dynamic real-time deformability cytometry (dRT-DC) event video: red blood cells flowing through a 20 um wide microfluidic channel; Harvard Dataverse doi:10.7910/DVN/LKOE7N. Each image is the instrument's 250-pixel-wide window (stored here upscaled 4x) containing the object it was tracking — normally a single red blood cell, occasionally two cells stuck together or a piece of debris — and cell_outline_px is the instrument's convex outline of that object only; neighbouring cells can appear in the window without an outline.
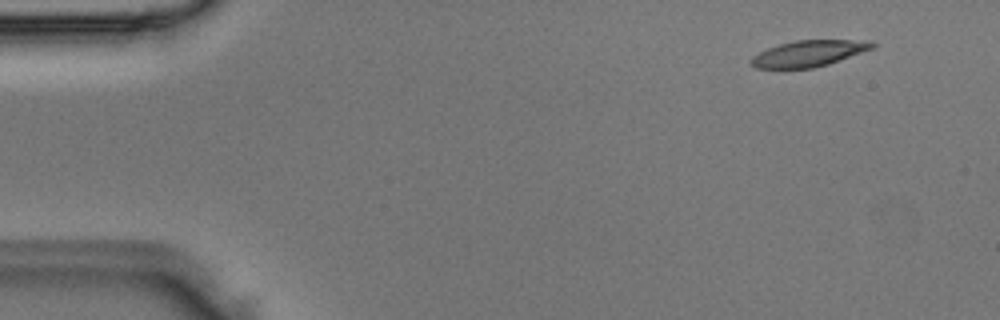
{"species": "Egyptian fruit bat (a non-hibernating species)", "species_latin": "Rousettus aegyptiacus", "temperature_condition": "room temperature", "stored_images_in_passage": 4, "camera_frame_rate_fps": 3000, "um_per_image_px": 0.085, "animal": {"sex": "male"}, "frame": {"image": 1, "passage_image": 1, "time_ms": 0.0, "image_size_px": [1000, 320], "cell_outline_px": [[876, 44], [872, 48], [828, 64], [812, 68], [756, 68], [748, 60], [752, 56], [768, 48], [780, 44], [796, 40], [872, 40]], "centroid_in_image_um": [68.73, 4.53], "position_along_channel_um": 16.3, "area_um2": 18.26}}
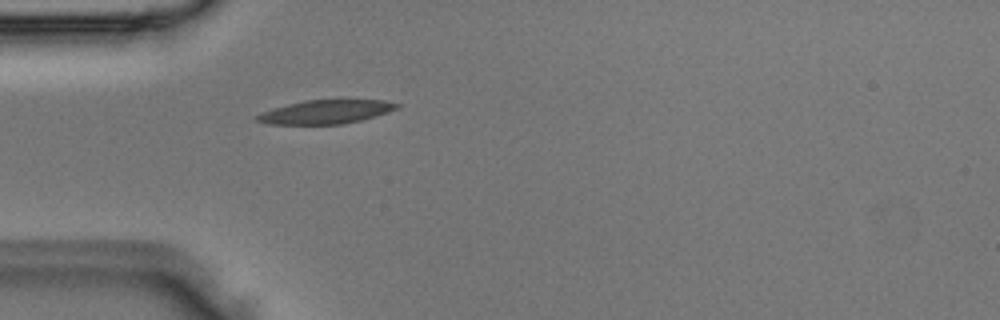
{"frame": {"image": 2, "passage_image": 4, "time_ms": 1.0, "image_size_px": [1000, 320], "cell_outline_px": [[400, 108], [388, 112], [360, 120], [344, 124], [268, 124], [256, 120], [256, 116], [264, 112], [288, 104], [304, 100], [384, 100], [400, 104]], "centroid_in_image_um": [27.74, 9.51], "position_along_channel_um": 57.3, "area_um2": 19.07}}